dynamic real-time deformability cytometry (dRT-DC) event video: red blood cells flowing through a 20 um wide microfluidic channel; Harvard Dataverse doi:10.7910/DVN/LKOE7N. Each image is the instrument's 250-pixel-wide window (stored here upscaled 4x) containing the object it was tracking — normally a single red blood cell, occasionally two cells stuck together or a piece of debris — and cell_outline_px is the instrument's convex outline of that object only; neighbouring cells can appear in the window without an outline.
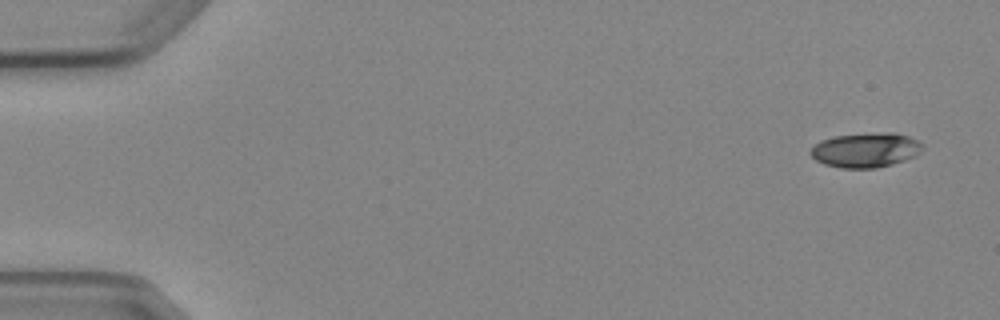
{"species": "Egyptian fruit bat (a non-hibernating species)", "species_latin": "Rousettus aegyptiacus", "temperature_condition": "cold", "stored_images_in_passage": 6, "camera_frame_rate_fps": 3000, "um_per_image_px": 0.085, "animal": {"sex": "female"}, "frame": {"image": 1, "passage_image": 1, "time_ms": 0.0, "image_size_px": [1000, 320], "cell_outline_px": [[924, 144], [920, 152], [916, 156], [892, 164], [876, 168], [840, 168], [824, 164], [816, 160], [808, 152], [820, 140], [836, 136], [888, 132], [892, 132], [908, 136], [920, 140]], "centroid_in_image_um": [73.61, 12.76], "position_along_channel_um": 11.4, "area_um2": 22.6}}
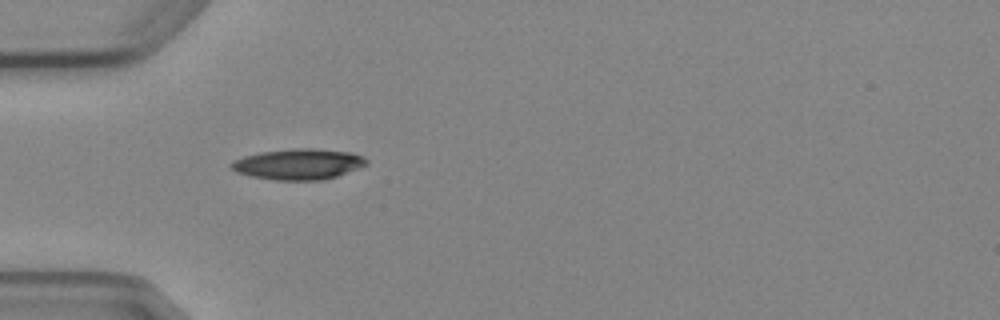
{"frame": {"image": 2, "passage_image": 5, "time_ms": 4.667, "image_size_px": [1000, 320], "cell_outline_px": [[368, 164], [360, 168], [324, 180], [276, 180], [252, 176], [236, 172], [228, 164], [232, 160], [244, 156], [260, 152], [292, 148], [312, 148], [352, 152], [364, 156], [368, 160]], "centroid_in_image_um": [25.39, 13.94], "position_along_channel_um": 59.6, "area_um2": 24.45}}
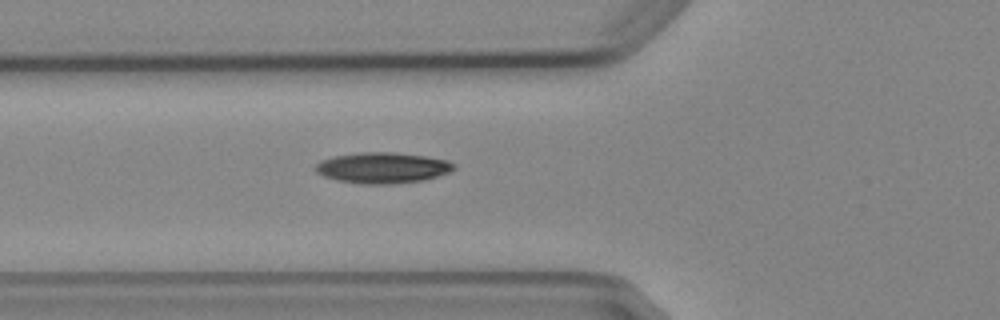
{"frame": {"image": 3, "passage_image": 6, "time_ms": 5.667, "image_size_px": [1000, 320], "cell_outline_px": [[456, 168], [448, 172], [424, 180], [392, 184], [360, 184], [336, 180], [324, 176], [316, 172], [316, 164], [320, 160], [332, 156], [360, 152], [392, 152], [424, 156], [448, 160], [456, 164]], "centroid_in_image_um": [32.5, 14.26], "position_along_channel_um": 93.3, "area_um2": 24.97}}